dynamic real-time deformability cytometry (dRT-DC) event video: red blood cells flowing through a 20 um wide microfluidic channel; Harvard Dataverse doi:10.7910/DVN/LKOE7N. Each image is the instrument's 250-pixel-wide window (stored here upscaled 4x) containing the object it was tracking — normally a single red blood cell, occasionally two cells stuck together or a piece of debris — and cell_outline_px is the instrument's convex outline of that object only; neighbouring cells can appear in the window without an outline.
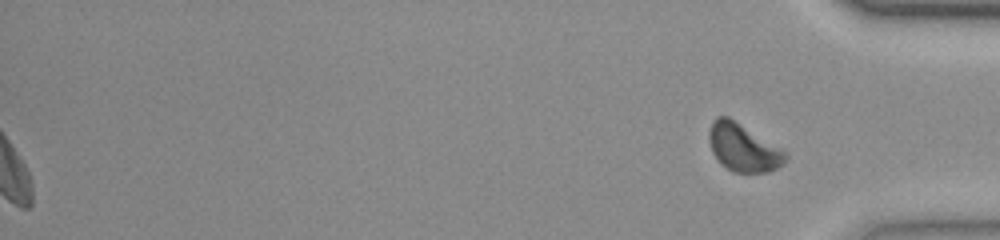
{"species": "common noctule bat (a hibernating species)", "species_latin": "Nyctalus noctula", "temperature_condition": "room temperature", "stored_images_in_passage": 51, "segment_of_instrument_passage": [2, 2], "camera_frame_rate_fps": 3000, "um_per_image_px": 0.085, "animal": {"sex": "female", "body_mass_g": 23.0, "forearm_length_mm": 53.4}, "frame": {"image": 1, "passage_image": 51, "time_ms": 16.667, "image_size_px": [1000, 240], "cell_outline_px": [[788, 160], [784, 164], [768, 172], [732, 172], [720, 164], [712, 152], [708, 136], [708, 132], [712, 120], [716, 116], [728, 116], [788, 152]], "centroid_in_image_um": [63.17, 12.55], "position_along_channel_um": 372.0, "area_um2": 21.5}}